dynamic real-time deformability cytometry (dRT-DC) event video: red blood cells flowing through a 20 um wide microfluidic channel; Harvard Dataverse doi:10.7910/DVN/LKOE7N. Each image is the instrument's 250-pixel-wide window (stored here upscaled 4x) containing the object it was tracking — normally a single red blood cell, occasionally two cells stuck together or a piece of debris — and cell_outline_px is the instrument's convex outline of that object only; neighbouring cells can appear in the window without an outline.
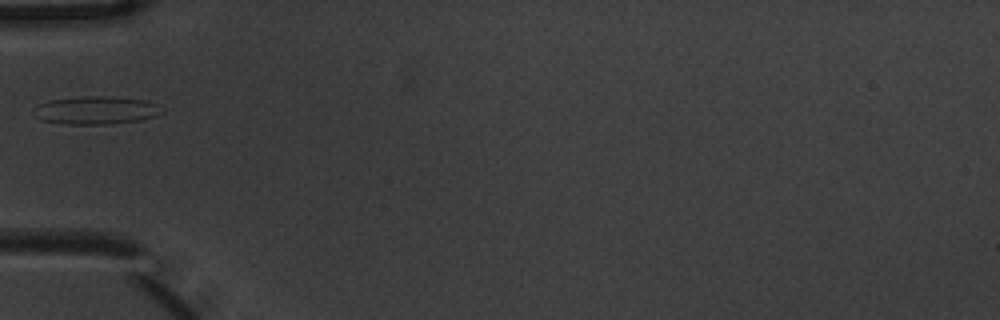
{"species": "common noctule bat (a hibernating species)", "species_latin": "Nyctalus noctula", "temperature_condition": "warm", "stored_images_in_passage": 2, "camera_frame_rate_fps": 3000, "um_per_image_px": 0.085, "animal": {"sex": "male", "body_mass_g": 20.1, "forearm_length_mm": 53.5}, "frame": {"image": 1, "passage_image": 1, "time_ms": 0.0, "image_size_px": [1000, 320], "cell_outline_px": [[164, 108], [156, 116], [140, 120], [112, 124], [60, 124], [40, 120], [32, 112], [40, 104], [48, 100], [80, 96], [104, 96], [148, 100]], "centroid_in_image_um": [8.15, 9.37], "position_along_channel_um": 76.9, "area_um2": 21.1}}
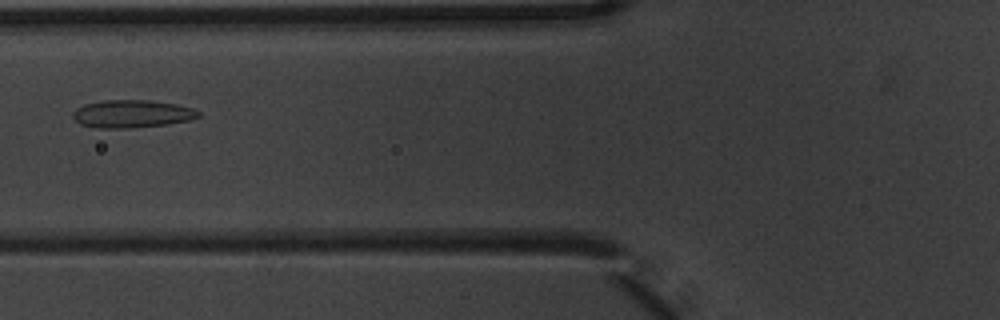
{"frame": {"image": 2, "passage_image": 2, "time_ms": 0.333, "image_size_px": [1000, 320], "cell_outline_px": [[200, 116], [188, 120], [168, 124], [128, 128], [100, 128], [80, 124], [72, 116], [72, 112], [76, 108], [84, 104], [104, 100], [148, 100], [176, 104], [192, 108], [200, 112]], "centroid_in_image_um": [11.19, 9.67], "position_along_channel_um": 114.6, "area_um2": 20.23}}